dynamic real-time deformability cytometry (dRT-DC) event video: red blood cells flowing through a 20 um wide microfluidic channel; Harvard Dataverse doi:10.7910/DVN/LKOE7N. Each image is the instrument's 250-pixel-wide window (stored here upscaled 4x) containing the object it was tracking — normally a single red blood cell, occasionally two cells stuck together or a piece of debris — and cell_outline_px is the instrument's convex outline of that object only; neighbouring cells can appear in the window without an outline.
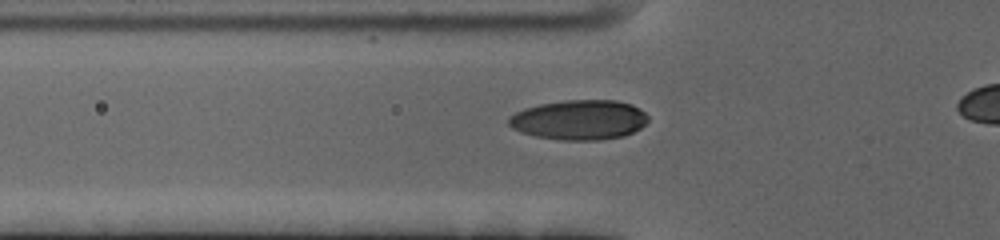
{"species": "human", "species_latin": "Homo sapiens", "temperature_condition": "cold", "stored_images_in_passage": 41, "camera_frame_rate_fps": 3000, "um_per_image_px": 0.085, "donor": {"sex": "female"}, "frame": {"image": 1, "passage_image": 9, "time_ms": 2.667, "image_size_px": [1000, 240], "cell_outline_px": [[648, 120], [640, 128], [624, 136], [600, 140], [560, 140], [536, 136], [512, 128], [508, 124], [508, 116], [524, 108], [540, 104], [564, 100], [616, 100], [632, 104], [640, 108], [648, 116]], "centroid_in_image_um": [49.25, 10.18], "position_along_channel_um": 76.6, "area_um2": 32.43}}
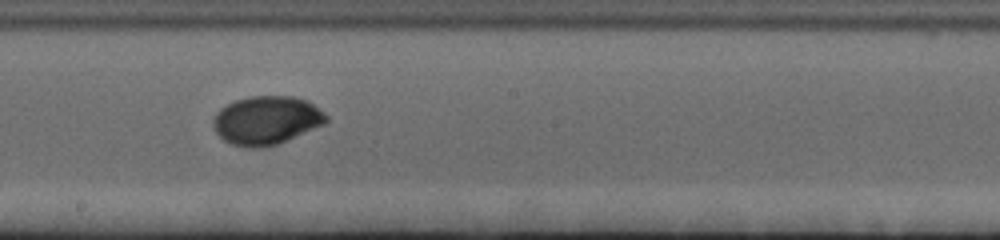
{"frame": {"image": 2, "passage_image": 22, "time_ms": 7.0, "image_size_px": [1000, 240], "cell_outline_px": [[328, 120], [324, 124], [276, 144], [264, 148], [248, 148], [232, 144], [224, 140], [216, 132], [212, 124], [212, 120], [216, 112], [220, 108], [236, 100], [252, 96], [292, 96], [308, 100], [324, 112], [328, 116]], "centroid_in_image_um": [22.64, 10.22], "position_along_channel_um": 225.6, "area_um2": 31.91}}
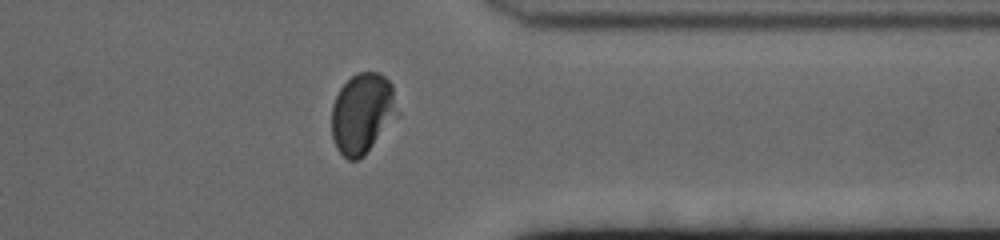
{"frame": {"image": 3, "passage_image": 36, "time_ms": 11.667, "image_size_px": [1000, 240], "cell_outline_px": [[392, 108], [372, 144], [364, 156], [356, 160], [348, 160], [336, 148], [332, 136], [332, 104], [340, 88], [356, 72], [380, 72], [392, 84]], "centroid_in_image_um": [30.63, 9.59], "position_along_channel_um": 380.8, "area_um2": 28.67}, "authors_computed_cell_mechanics": {"area_um2": 30.634, "velocity_mm_per_s": 3.4329, "shape_relaxation_time_tau1_ms": 3.5708, "shape_relaxation_time_tau2_ms": null, "deformation_change_tau1": 0.1337, "deformation_change_tau2": null}}